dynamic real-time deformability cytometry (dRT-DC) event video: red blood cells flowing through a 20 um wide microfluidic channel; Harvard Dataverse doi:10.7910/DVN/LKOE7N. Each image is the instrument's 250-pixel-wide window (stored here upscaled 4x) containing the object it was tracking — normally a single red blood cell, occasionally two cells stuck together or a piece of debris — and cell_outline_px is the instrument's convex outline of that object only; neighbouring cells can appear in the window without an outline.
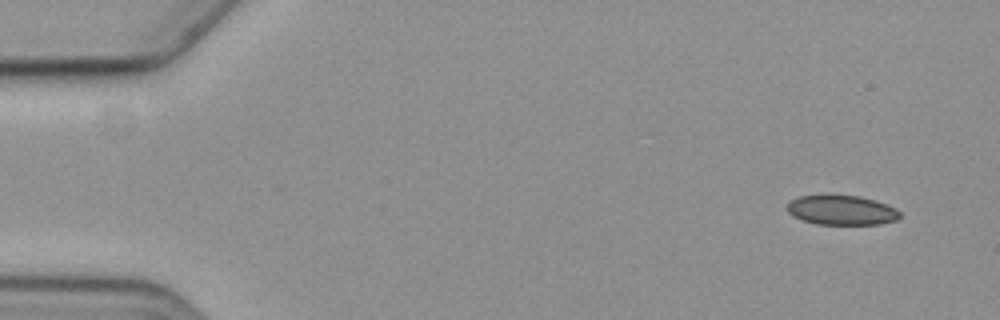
{"species": "common noctule bat (a hibernating species)", "species_latin": "Nyctalus noctula", "temperature_condition": "cold", "stored_images_in_passage": 5, "camera_frame_rate_fps": 3000, "um_per_image_px": 0.085, "animal": {"sex": "female", "body_mass_g": 19.3, "forearm_length_mm": 54.1}, "frame": {"image": 1, "passage_image": 1, "time_ms": 0.0, "image_size_px": [1000, 320], "cell_outline_px": [[900, 216], [896, 220], [880, 224], [816, 224], [800, 220], [792, 216], [788, 212], [788, 204], [792, 200], [800, 196], [860, 196], [896, 208], [900, 212]], "centroid_in_image_um": [71.53, 17.88], "position_along_channel_um": 13.5, "area_um2": 19.13}}
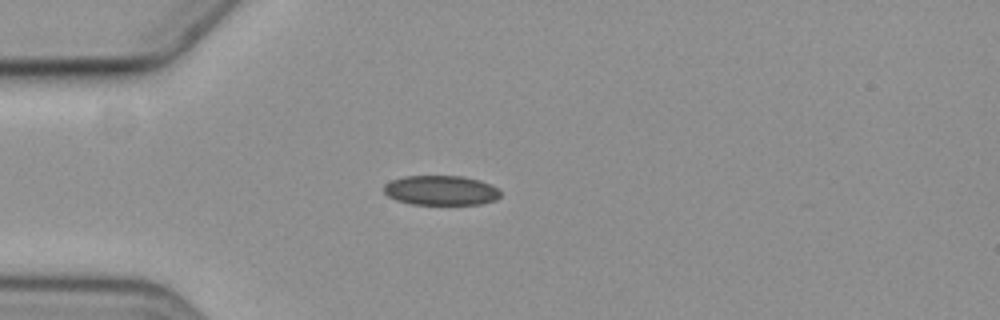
{"frame": {"image": 2, "passage_image": 4, "time_ms": 4.0, "image_size_px": [1000, 320], "cell_outline_px": [[500, 196], [496, 200], [480, 204], [412, 204], [396, 200], [388, 196], [384, 192], [384, 184], [392, 180], [404, 176], [464, 176], [480, 180], [496, 188], [500, 192]], "centroid_in_image_um": [37.46, 16.18], "position_along_channel_um": 47.5, "area_um2": 20.11}}
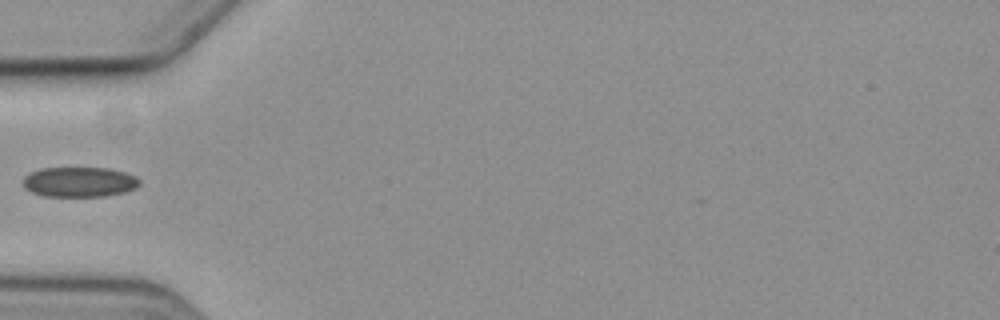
{"frame": {"image": 3, "passage_image": 5, "time_ms": 5.333, "image_size_px": [1000, 320], "cell_outline_px": [[140, 184], [136, 188], [124, 192], [104, 196], [44, 196], [32, 192], [24, 188], [24, 176], [40, 168], [108, 168], [124, 172], [136, 176], [140, 180]], "centroid_in_image_um": [6.76, 15.46], "position_along_channel_um": 78.2, "area_um2": 20.35}}